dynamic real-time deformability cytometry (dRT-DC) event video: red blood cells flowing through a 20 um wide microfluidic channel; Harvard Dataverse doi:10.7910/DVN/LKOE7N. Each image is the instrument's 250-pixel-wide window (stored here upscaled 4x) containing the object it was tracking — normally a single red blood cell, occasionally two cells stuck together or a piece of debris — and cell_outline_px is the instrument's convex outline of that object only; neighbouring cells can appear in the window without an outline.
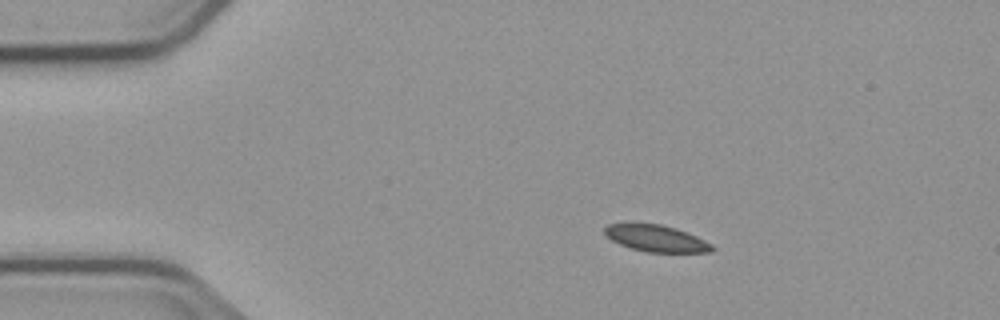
{"species": "common noctule bat (a hibernating species)", "species_latin": "Nyctalus noctula", "temperature_condition": "cold", "stored_images_in_passage": 7, "camera_frame_rate_fps": 3000, "um_per_image_px": 0.085, "animal": {"sex": "male", "body_mass_g": 23.1, "forearm_length_mm": 52.7}, "frame": {"image": 1, "passage_image": 2, "time_ms": 1.0, "image_size_px": [1000, 320], "cell_outline_px": [[716, 248], [712, 252], [644, 252], [620, 244], [612, 240], [604, 232], [604, 228], [608, 224], [632, 220], [660, 224], [676, 228], [688, 232], [712, 244]], "centroid_in_image_um": [55.74, 20.21], "position_along_channel_um": 29.3, "area_um2": 17.28}}
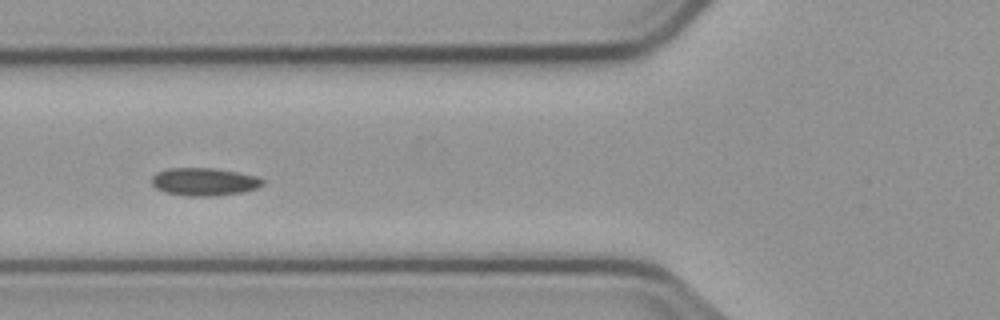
{"frame": {"image": 2, "passage_image": 5, "time_ms": 4.667, "image_size_px": [1000, 320], "cell_outline_px": [[264, 184], [256, 188], [244, 192], [216, 196], [184, 196], [164, 192], [156, 188], [152, 184], [152, 176], [156, 172], [168, 168], [216, 168], [256, 176], [264, 180]], "centroid_in_image_um": [17.34, 15.45], "position_along_channel_um": 108.5, "area_um2": 18.15}}
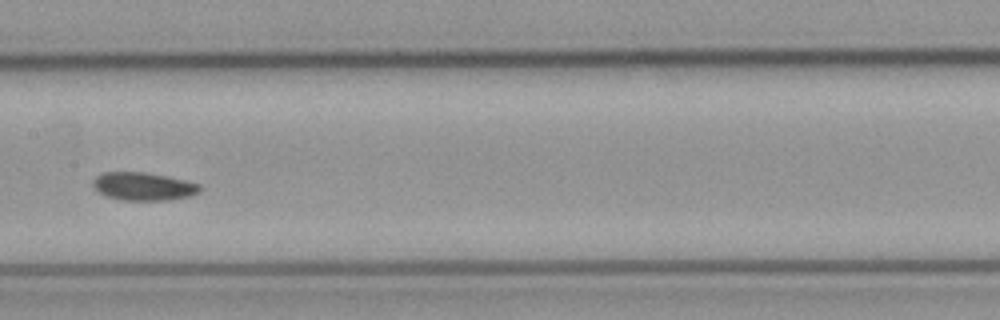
{"frame": {"image": 3, "passage_image": 7, "time_ms": 7.0, "image_size_px": [1000, 320], "cell_outline_px": [[200, 192], [188, 196], [168, 200], [120, 200], [108, 196], [100, 192], [92, 184], [92, 180], [96, 176], [104, 172], [148, 172], [168, 176], [200, 184]], "centroid_in_image_um": [12.19, 15.83], "position_along_channel_um": 195.2, "area_um2": 17.4}}